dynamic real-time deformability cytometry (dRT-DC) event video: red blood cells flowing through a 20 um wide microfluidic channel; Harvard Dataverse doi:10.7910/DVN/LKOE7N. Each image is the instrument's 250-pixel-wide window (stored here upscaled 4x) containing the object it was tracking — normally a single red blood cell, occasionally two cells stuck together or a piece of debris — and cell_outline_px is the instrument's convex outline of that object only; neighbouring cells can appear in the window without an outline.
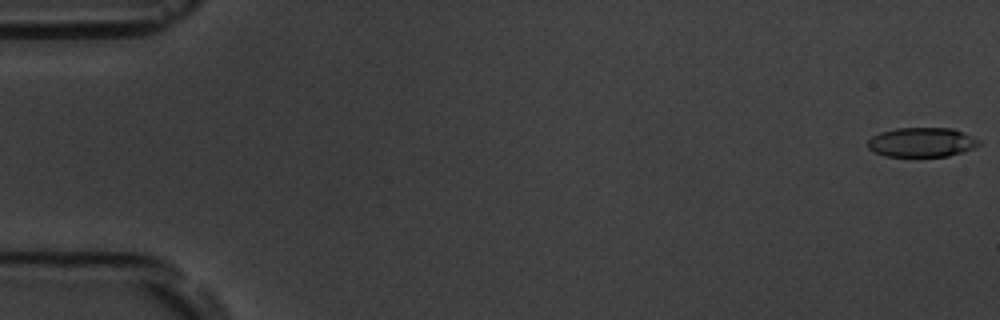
{"species": "common noctule bat (a hibernating species)", "species_latin": "Nyctalus noctula", "temperature_condition": "room temperature", "stored_images_in_passage": 54, "camera_frame_rate_fps": 3000, "um_per_image_px": 0.085, "animal": {"sex": "male", "body_mass_g": 19.5, "forearm_length_mm": 54.6}, "frame": {"image": 1, "passage_image": 1, "time_ms": 0.0, "image_size_px": [1000, 320], "cell_outline_px": [[980, 144], [976, 148], [948, 156], [884, 156], [868, 148], [868, 140], [872, 136], [880, 132], [896, 128], [952, 128], [972, 136], [980, 140]], "centroid_in_image_um": [78.36, 12.09], "position_along_channel_um": 6.6, "area_um2": 19.07}}
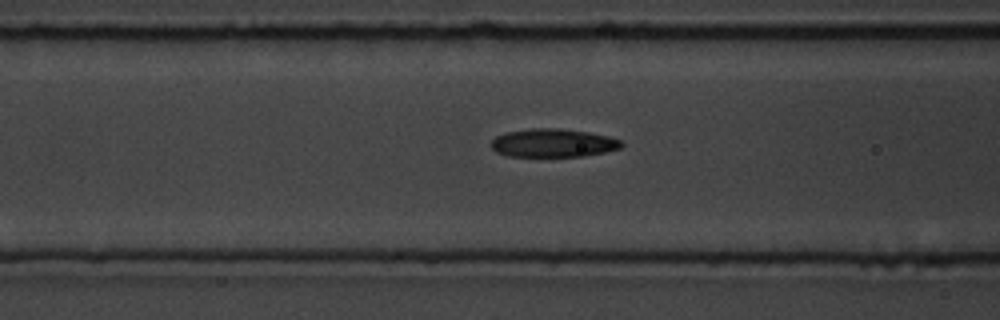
{"frame": {"image": 2, "passage_image": 22, "time_ms": 7.0, "image_size_px": [1000, 320], "cell_outline_px": [[624, 144], [620, 148], [604, 152], [584, 156], [508, 156], [496, 152], [492, 148], [492, 140], [496, 136], [504, 132], [532, 128], [556, 128], [588, 132], [608, 136], [620, 140]], "centroid_in_image_um": [47.0, 12.15], "position_along_channel_um": 119.6, "area_um2": 21.44}}
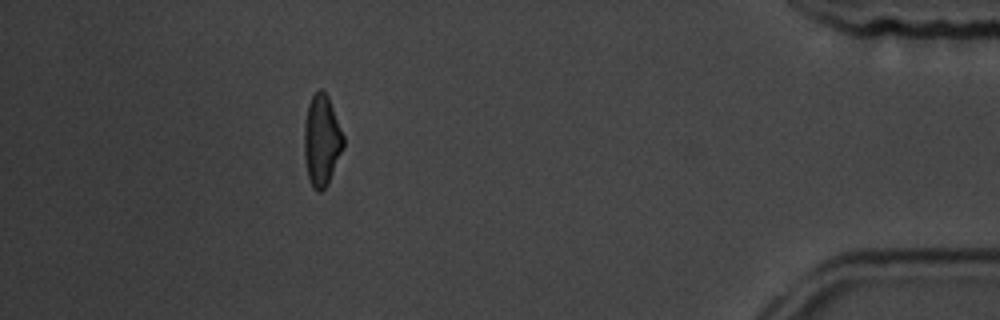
{"frame": {"image": 3, "passage_image": 49, "time_ms": 16.0, "image_size_px": [1000, 320], "cell_outline_px": [[344, 148], [328, 184], [320, 192], [316, 192], [312, 188], [308, 176], [304, 156], [304, 124], [308, 104], [316, 88], [320, 88], [328, 96], [344, 136]], "centroid_in_image_um": [27.34, 11.94], "position_along_channel_um": 407.9, "area_um2": 21.04}, "authors_computed_cell_mechanics": {"area_um2": 21.0392, "velocity_mm_per_s": 3.796, "shape_relaxation_time_tau1_ms": 3.0669, "shape_relaxation_time_tau2_ms": 2.4315, "deformation_change_tau1": 0.1536, "deformation_change_tau2": 0.1146}}